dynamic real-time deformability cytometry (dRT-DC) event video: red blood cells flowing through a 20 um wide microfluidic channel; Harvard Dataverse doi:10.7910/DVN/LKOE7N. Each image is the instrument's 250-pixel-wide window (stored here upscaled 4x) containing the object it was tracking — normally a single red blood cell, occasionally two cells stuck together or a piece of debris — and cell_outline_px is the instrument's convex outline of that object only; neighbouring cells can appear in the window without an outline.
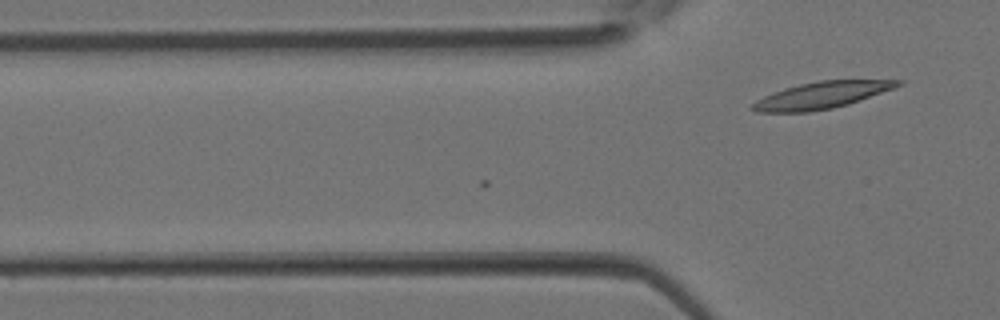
{"species": "Egyptian fruit bat (a non-hibernating species)", "species_latin": "Rousettus aegyptiacus", "temperature_condition": "room temperature", "stored_images_in_passage": 2, "camera_frame_rate_fps": 3000, "um_per_image_px": 0.085, "animal": {"sex": "female"}, "frame": {"image": 1, "passage_image": 2, "time_ms": 0.333, "image_size_px": [1000, 320], "cell_outline_px": [[904, 84], [896, 88], [848, 104], [832, 108], [808, 112], [756, 112], [752, 108], [752, 104], [756, 100], [772, 92], [784, 88], [800, 84], [820, 80], [904, 80]], "centroid_in_image_um": [69.87, 8.09], "position_along_channel_um": 55.9, "area_um2": 22.66}}